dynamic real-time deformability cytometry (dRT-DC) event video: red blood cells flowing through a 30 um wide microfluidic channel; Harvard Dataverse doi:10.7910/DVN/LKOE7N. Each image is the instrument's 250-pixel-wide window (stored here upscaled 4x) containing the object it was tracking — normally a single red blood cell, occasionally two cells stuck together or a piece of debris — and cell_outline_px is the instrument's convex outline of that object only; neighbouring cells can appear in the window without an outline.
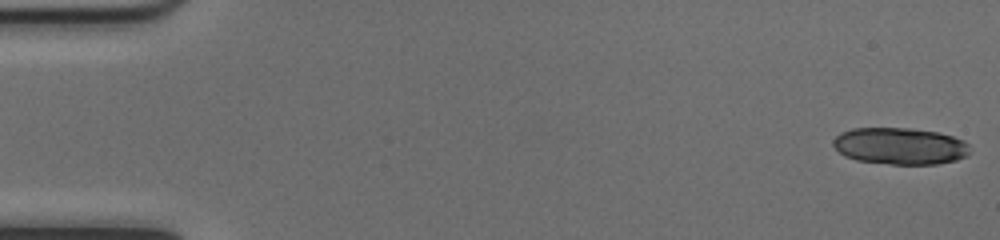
{"species": "common noctule bat (a hibernating species)", "species_latin": "Nyctalus noctula", "temperature_condition": "cold", "stored_images_in_passage": 52, "camera_frame_rate_fps": 3000, "um_per_image_px": 0.085, "animal": {"sex": "female", "body_mass_g": 17.0, "forearm_length_mm": 48.0}, "frame": {"image": 1, "passage_image": 1, "time_ms": 0.0, "image_size_px": [1000, 240], "cell_outline_px": [[968, 156], [956, 160], [936, 164], [892, 164], [856, 160], [844, 156], [832, 144], [832, 140], [840, 132], [852, 128], [912, 128], [936, 132], [952, 136], [964, 140], [968, 144]], "centroid_in_image_um": [76.48, 12.41], "position_along_channel_um": 8.5, "area_um2": 29.36}}
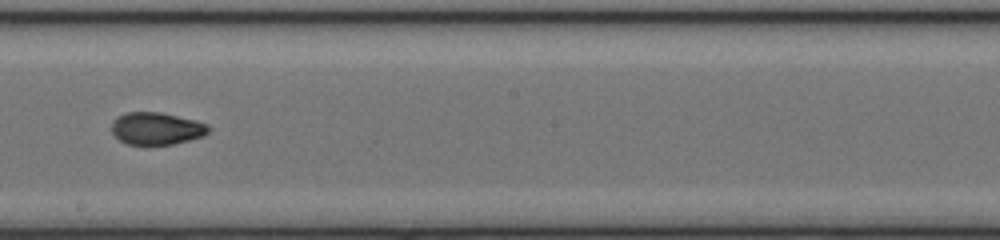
{"frame": {"image": 2, "passage_image": 30, "time_ms": 9.667, "image_size_px": [1000, 240], "cell_outline_px": [[212, 128], [204, 136], [172, 144], [128, 144], [120, 140], [112, 132], [112, 120], [116, 116], [124, 112], [160, 112], [196, 120], [208, 124]], "centroid_in_image_um": [13.31, 10.9], "position_along_channel_um": 234.9, "area_um2": 18.32}}
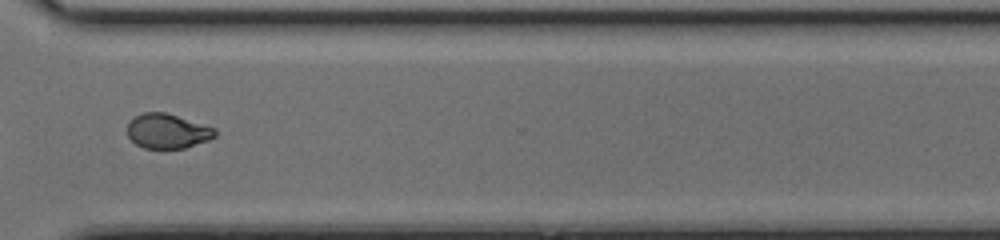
{"frame": {"image": 3, "passage_image": 39, "time_ms": 12.667, "image_size_px": [1000, 240], "cell_outline_px": [[216, 136], [208, 140], [184, 148], [144, 148], [136, 144], [128, 136], [128, 124], [136, 116], [144, 112], [164, 112], [216, 128]], "centroid_in_image_um": [14.24, 11.15], "position_along_channel_um": 356.4, "area_um2": 17.46}, "authors_computed_cell_mechanics": {"area_um2": 19.3919, "velocity_mm_per_s": 4.0502, "shape_relaxation_time_tau1_ms": 8.487, "shape_relaxation_time_tau2_ms": 1.7568, "deformation_change_tau1": 0.2252, "deformation_change_tau2": 0.0514}}